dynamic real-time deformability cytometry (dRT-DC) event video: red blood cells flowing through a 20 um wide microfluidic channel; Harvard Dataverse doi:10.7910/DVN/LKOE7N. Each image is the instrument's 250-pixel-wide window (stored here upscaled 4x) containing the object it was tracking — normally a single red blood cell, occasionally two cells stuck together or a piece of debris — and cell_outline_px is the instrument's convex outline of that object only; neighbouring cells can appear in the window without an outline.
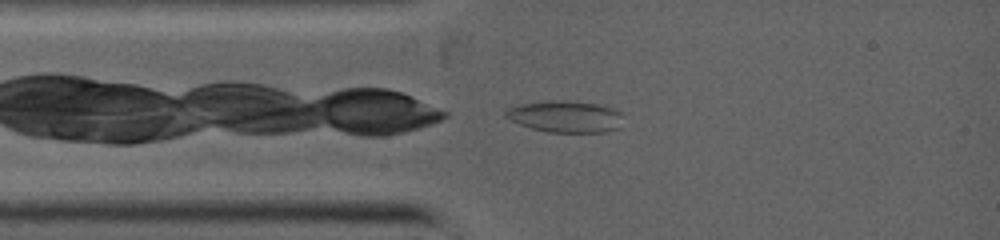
{"species": "common noctule bat (a hibernating species)", "species_latin": "Nyctalus noctula", "temperature_condition": "warm", "stored_images_in_passage": 20, "camera_frame_rate_fps": 5000, "um_per_image_px": 0.085, "animal": {"sex": "female", "body_mass_g": 19.0, "forearm_length_mm": 53.3}, "frame": {"image": 1, "passage_image": 1, "time_ms": 0.0, "image_size_px": [1000, 240], "cell_outline_px": [[624, 112], [616, 128], [604, 132], [548, 132], [532, 128], [520, 124], [504, 116], [504, 112], [508, 108], [520, 104], [544, 100], [564, 100], [600, 104]], "centroid_in_image_um": [48.04, 9.88], "position_along_channel_um": 37.0, "area_um2": 21.68}}
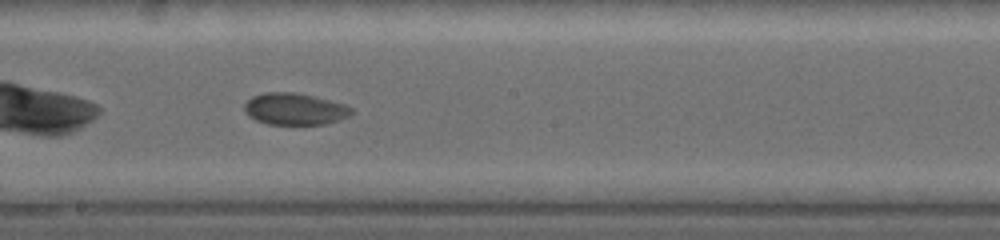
{"frame": {"image": 2, "passage_image": 12, "time_ms": 4.0, "image_size_px": [1000, 240], "cell_outline_px": [[352, 112], [348, 116], [340, 120], [324, 124], [268, 124], [256, 120], [248, 116], [244, 112], [244, 104], [252, 96], [264, 92], [296, 92], [344, 104], [352, 108]], "centroid_in_image_um": [25.01, 9.26], "position_along_channel_um": 223.2, "area_um2": 19.77}}
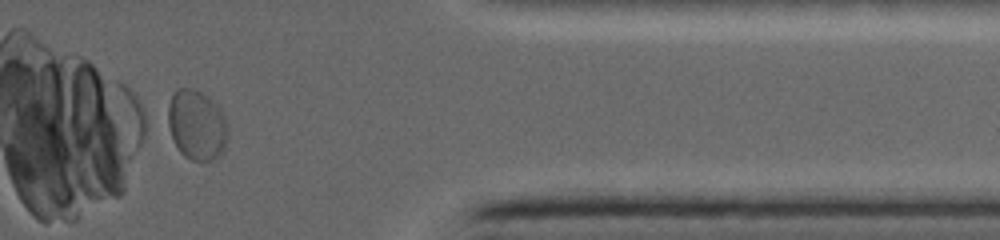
{"frame": {"image": 3, "passage_image": 20, "time_ms": 8.0, "image_size_px": [1000, 240], "cell_outline_px": [[228, 136], [224, 148], [220, 156], [212, 160], [192, 160], [184, 156], [180, 152], [160, 120], [172, 92], [176, 88], [192, 88], [208, 96], [220, 108], [228, 124]], "centroid_in_image_um": [16.61, 10.59], "position_along_channel_um": 394.8, "area_um2": 25.84}}